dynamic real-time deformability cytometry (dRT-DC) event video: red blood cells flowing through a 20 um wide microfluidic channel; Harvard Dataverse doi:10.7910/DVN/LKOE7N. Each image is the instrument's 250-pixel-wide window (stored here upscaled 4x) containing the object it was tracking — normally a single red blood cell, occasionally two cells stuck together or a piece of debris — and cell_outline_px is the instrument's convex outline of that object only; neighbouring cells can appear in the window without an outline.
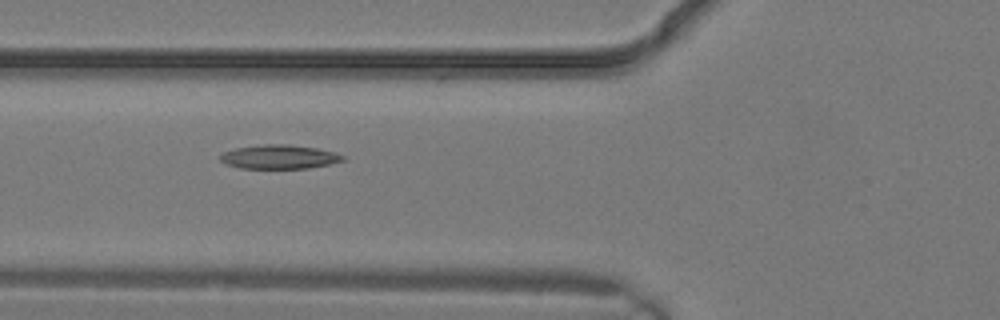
{"species": "common noctule bat (a hibernating species)", "species_latin": "Nyctalus noctula", "temperature_condition": "warm", "stored_images_in_passage": 4, "camera_frame_rate_fps": 3000, "um_per_image_px": 0.085, "animal": {"sex": "male", "body_mass_g": 19.2, "forearm_length_mm": 51.8}, "frame": {"image": 1, "passage_image": 4, "time_ms": 1.0, "image_size_px": [1000, 320], "cell_outline_px": [[344, 160], [328, 164], [308, 168], [240, 168], [228, 164], [220, 160], [220, 156], [224, 152], [236, 148], [264, 144], [288, 144], [316, 148], [336, 152], [344, 156]], "centroid_in_image_um": [23.75, 13.32], "position_along_channel_um": 102.0, "area_um2": 16.94}}